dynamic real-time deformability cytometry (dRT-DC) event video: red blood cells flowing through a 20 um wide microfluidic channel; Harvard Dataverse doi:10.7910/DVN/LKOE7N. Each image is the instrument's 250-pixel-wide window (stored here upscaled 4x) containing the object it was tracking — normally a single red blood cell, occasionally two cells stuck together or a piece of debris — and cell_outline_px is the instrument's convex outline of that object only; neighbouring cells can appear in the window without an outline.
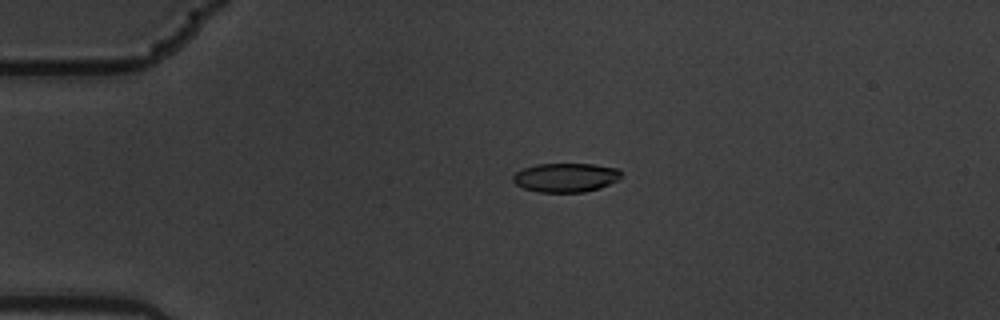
{"species": "common noctule bat (a hibernating species)", "species_latin": "Nyctalus noctula", "temperature_condition": "warm", "stored_images_in_passage": 6, "camera_frame_rate_fps": 3000, "um_per_image_px": 0.085, "animal": {"sex": "male", "body_mass_g": 19.5, "forearm_length_mm": 54.6}, "frame": {"image": 1, "passage_image": 4, "time_ms": 1.0, "image_size_px": [1000, 320], "cell_outline_px": [[620, 180], [600, 188], [584, 192], [536, 192], [524, 188], [516, 184], [512, 180], [512, 176], [516, 172], [524, 168], [536, 164], [592, 164], [616, 168], [620, 172]], "centroid_in_image_um": [48.08, 15.09], "position_along_channel_um": 36.9, "area_um2": 18.32}}
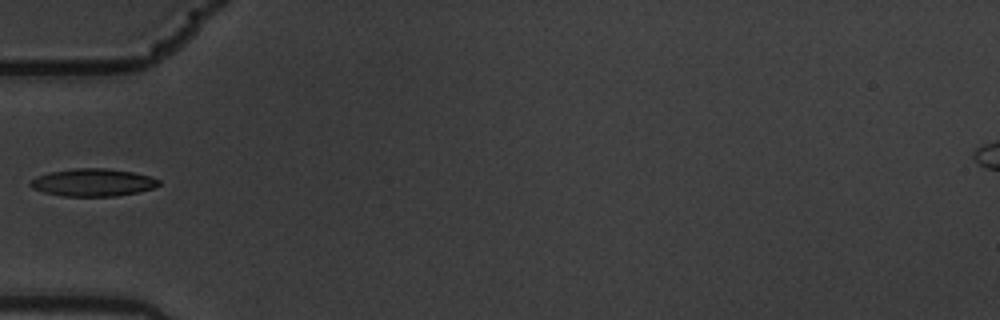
{"frame": {"image": 2, "passage_image": 6, "time_ms": 1.667, "image_size_px": [1000, 320], "cell_outline_px": [[160, 184], [156, 188], [116, 196], [64, 196], [44, 192], [32, 188], [28, 184], [36, 176], [48, 172], [72, 168], [104, 168], [132, 172], [152, 176], [160, 180]], "centroid_in_image_um": [7.91, 15.5], "position_along_channel_um": 77.1, "area_um2": 20.75}}